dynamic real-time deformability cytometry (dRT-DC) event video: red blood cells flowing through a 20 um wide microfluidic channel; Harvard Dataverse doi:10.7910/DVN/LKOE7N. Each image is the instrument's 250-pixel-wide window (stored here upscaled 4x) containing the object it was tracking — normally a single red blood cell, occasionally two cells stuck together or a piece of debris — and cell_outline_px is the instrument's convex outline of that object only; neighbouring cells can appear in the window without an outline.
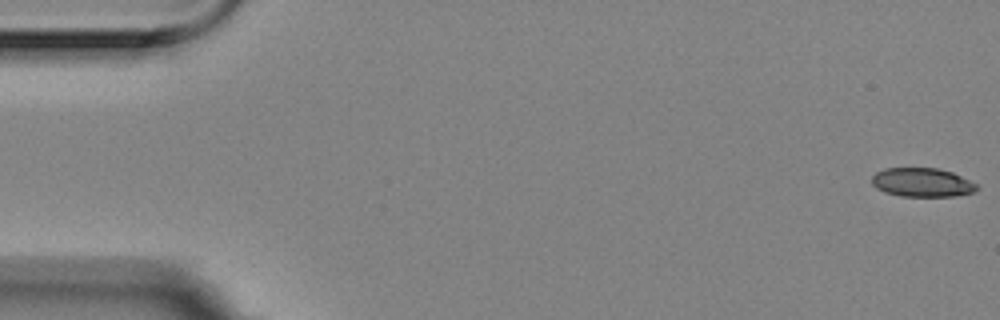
{"species": "Egyptian fruit bat (a non-hibernating species)", "species_latin": "Rousettus aegyptiacus", "temperature_condition": "room temperature", "stored_images_in_passage": 16, "camera_frame_rate_fps": 3000, "um_per_image_px": 0.085, "animal": {"sex": "female"}, "frame": {"image": 1, "passage_image": 1, "time_ms": 0.0, "image_size_px": [1000, 320], "cell_outline_px": [[980, 188], [972, 192], [956, 196], [900, 196], [884, 192], [876, 188], [872, 184], [872, 176], [876, 172], [884, 168], [936, 168], [952, 172], [976, 184]], "centroid_in_image_um": [78.35, 15.51], "position_along_channel_um": 6.6, "area_um2": 17.63}}
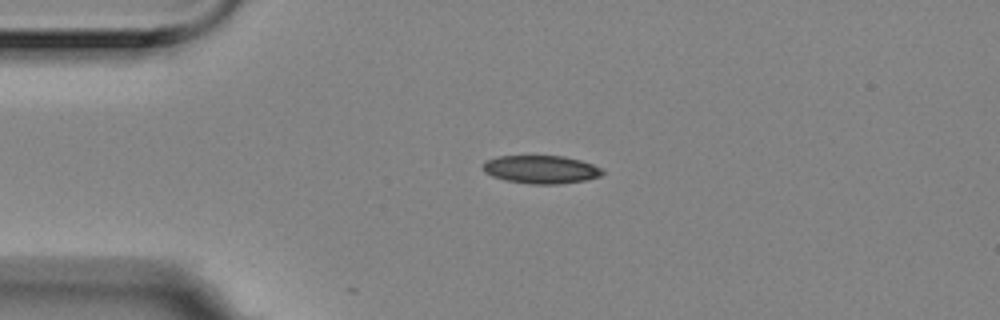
{"frame": {"image": 2, "passage_image": 13, "time_ms": 4.0, "image_size_px": [1000, 320], "cell_outline_px": [[604, 172], [600, 176], [588, 180], [560, 184], [532, 184], [504, 180], [492, 176], [484, 172], [480, 168], [488, 160], [496, 156], [564, 156], [580, 160], [592, 164], [600, 168]], "centroid_in_image_um": [45.97, 14.41], "position_along_channel_um": 39.0, "area_um2": 19.65}}